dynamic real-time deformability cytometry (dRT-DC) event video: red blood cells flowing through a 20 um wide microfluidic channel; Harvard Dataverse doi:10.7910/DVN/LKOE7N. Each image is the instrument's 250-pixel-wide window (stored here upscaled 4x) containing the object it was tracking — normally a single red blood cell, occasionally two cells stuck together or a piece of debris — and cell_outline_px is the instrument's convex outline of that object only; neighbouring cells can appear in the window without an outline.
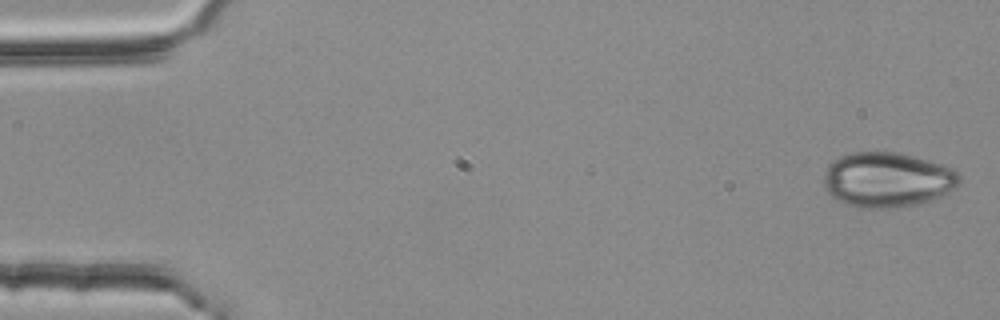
{"species": "common noctule bat (a hibernating species)", "species_latin": "Nyctalus noctula", "temperature_condition": "room temperature", "stored_images_in_passage": 4, "camera_frame_rate_fps": 3000, "um_per_image_px": 0.085, "animal": {"sex": "female", "body_mass_g": 25.1}, "frame": {"image": 1, "passage_image": 1, "time_ms": 0.0, "image_size_px": [1000, 320], "cell_outline_px": [[960, 180], [956, 188], [940, 196], [916, 204], [892, 208], [860, 208], [848, 204], [832, 196], [824, 188], [824, 172], [828, 164], [832, 160], [840, 156], [852, 152], [896, 152], [912, 156], [940, 164], [952, 168], [960, 176]], "centroid_in_image_um": [75.39, 15.27], "position_along_channel_um": 9.6, "area_um2": 43.23}}